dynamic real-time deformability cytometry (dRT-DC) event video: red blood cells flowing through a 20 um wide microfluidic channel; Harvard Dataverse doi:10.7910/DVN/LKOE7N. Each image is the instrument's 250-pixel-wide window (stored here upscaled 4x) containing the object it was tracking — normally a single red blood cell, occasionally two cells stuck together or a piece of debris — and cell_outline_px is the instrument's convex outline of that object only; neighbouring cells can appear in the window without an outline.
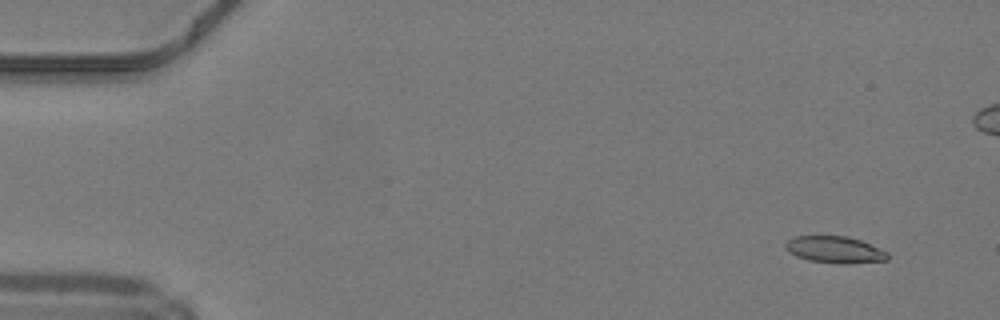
{"species": "common noctule bat (a hibernating species)", "species_latin": "Nyctalus noctula", "temperature_condition": "warm", "stored_images_in_passage": 49, "camera_frame_rate_fps": 3000, "um_per_image_px": 0.085, "animal": {"sex": "male", "body_mass_g": 19.2, "forearm_length_mm": 51.8}, "frame": {"image": 1, "passage_image": 3, "time_ms": 0.667, "image_size_px": [1000, 320], "cell_outline_px": [[888, 260], [848, 264], [840, 264], [808, 260], [796, 256], [788, 252], [784, 248], [784, 244], [792, 236], [848, 236], [860, 240], [880, 248], [888, 252]], "centroid_in_image_um": [70.94, 21.22], "position_along_channel_um": 14.1, "area_um2": 16.13}}
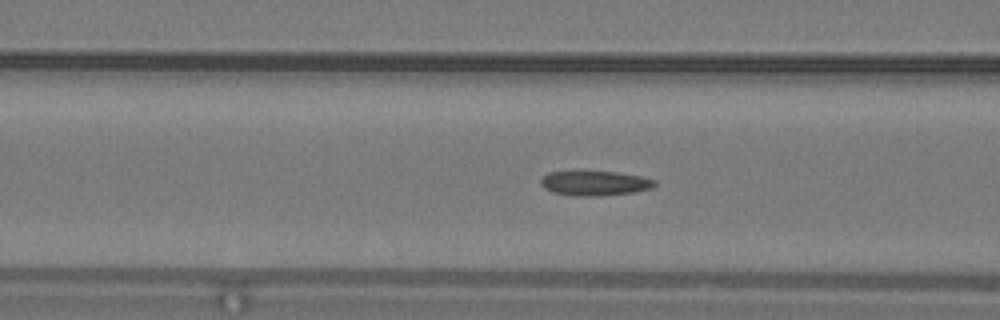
{"frame": {"image": 2, "passage_image": 19, "time_ms": 6.0, "image_size_px": [1000, 320], "cell_outline_px": [[656, 184], [652, 188], [636, 192], [600, 196], [576, 196], [552, 192], [544, 188], [540, 184], [540, 180], [548, 172], [616, 172], [640, 176], [656, 180]], "centroid_in_image_um": [50.57, 15.59], "position_along_channel_um": 116.0, "area_um2": 16.36}}
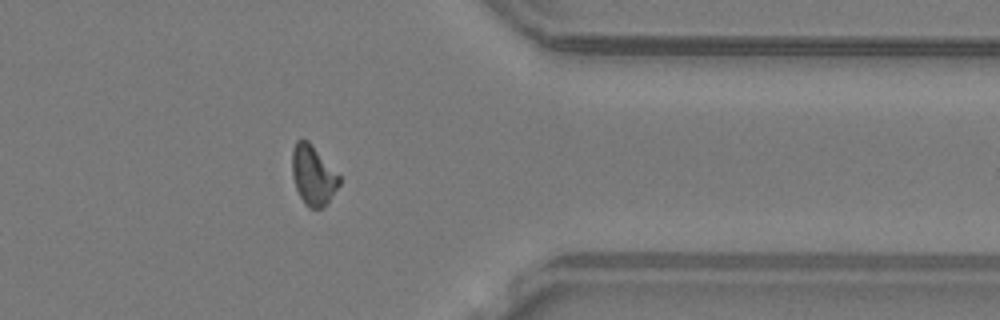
{"frame": {"image": 3, "passage_image": 39, "time_ms": 12.667, "image_size_px": [1000, 320], "cell_outline_px": [[340, 184], [324, 208], [308, 208], [304, 204], [296, 188], [292, 176], [292, 148], [296, 140], [308, 140], [340, 176]], "centroid_in_image_um": [26.6, 14.91], "position_along_channel_um": 384.8, "area_um2": 16.42}, "authors_computed_cell_mechanics": {"area_um2": 16.3574, "velocity_mm_per_s": 4.2311, "shape_relaxation_time_tau1_ms": null, "shape_relaxation_time_tau2_ms": 1.9016, "deformation_change_tau1": null, "deformation_change_tau2": 0.0732}}